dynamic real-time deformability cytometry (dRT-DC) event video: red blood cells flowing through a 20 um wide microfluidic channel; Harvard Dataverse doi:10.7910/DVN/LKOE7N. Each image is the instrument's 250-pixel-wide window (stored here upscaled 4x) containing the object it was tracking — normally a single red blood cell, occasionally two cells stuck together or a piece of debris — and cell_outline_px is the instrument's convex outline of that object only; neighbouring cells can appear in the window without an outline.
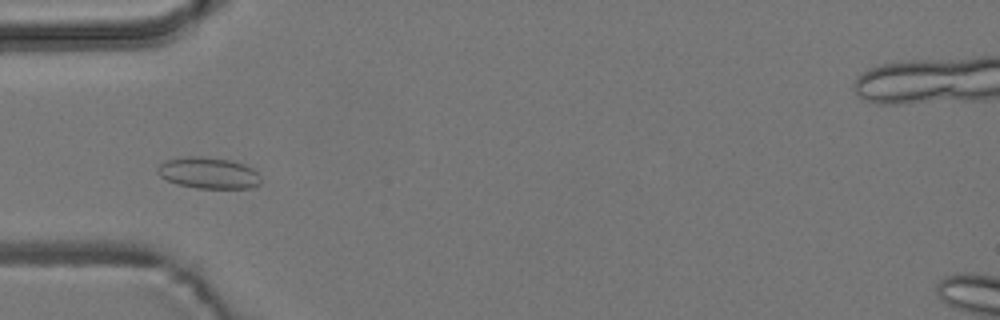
{"species": "common noctule bat (a hibernating species)", "species_latin": "Nyctalus noctula", "temperature_condition": "room temperature", "stored_images_in_passage": 7, "camera_frame_rate_fps": 3000, "um_per_image_px": 0.085, "animal": {"sex": "male", "body_mass_g": 19.2, "forearm_length_mm": 51.8}, "frame": {"image": 1, "passage_image": 5, "time_ms": 4.333, "image_size_px": [1000, 320], "cell_outline_px": [[260, 184], [252, 188], [196, 188], [176, 184], [160, 176], [156, 172], [156, 168], [164, 160], [184, 156], [200, 156], [228, 160], [244, 164], [252, 168], [260, 176]], "centroid_in_image_um": [17.68, 14.7], "position_along_channel_um": 67.3, "area_um2": 18.96}}
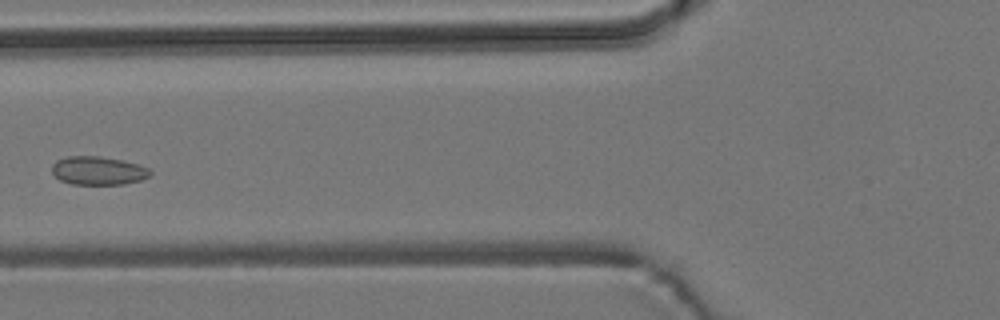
{"frame": {"image": 2, "passage_image": 6, "time_ms": 5.667, "image_size_px": [1000, 320], "cell_outline_px": [[152, 172], [148, 176], [140, 180], [124, 184], [72, 184], [60, 180], [52, 172], [52, 164], [56, 160], [68, 156], [100, 156], [124, 160], [148, 168]], "centroid_in_image_um": [8.32, 14.5], "position_along_channel_um": 117.5, "area_um2": 16.24}}
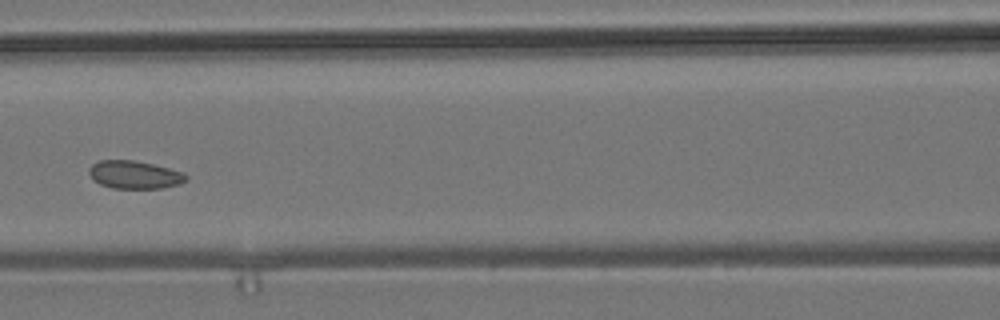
{"frame": {"image": 3, "passage_image": 7, "time_ms": 6.667, "image_size_px": [1000, 320], "cell_outline_px": [[188, 180], [180, 184], [164, 188], [112, 188], [100, 184], [92, 180], [88, 172], [88, 168], [92, 164], [100, 160], [132, 160], [152, 164], [184, 172], [188, 176]], "centroid_in_image_um": [11.43, 14.86], "position_along_channel_um": 155.2, "area_um2": 15.95}}